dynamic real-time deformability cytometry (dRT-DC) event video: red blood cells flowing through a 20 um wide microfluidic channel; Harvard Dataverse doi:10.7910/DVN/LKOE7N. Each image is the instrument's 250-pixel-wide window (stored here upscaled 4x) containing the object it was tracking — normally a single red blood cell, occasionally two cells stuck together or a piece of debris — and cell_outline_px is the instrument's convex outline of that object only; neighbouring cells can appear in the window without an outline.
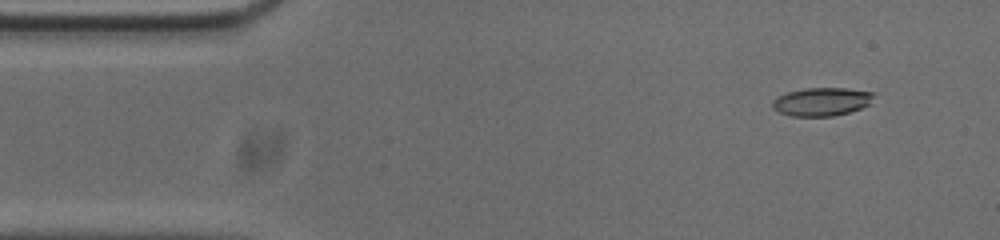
{"species": "common noctule bat (a hibernating species)", "species_latin": "Nyctalus noctula", "temperature_condition": "cold", "stored_images_in_passage": 53, "camera_frame_rate_fps": 3000, "um_per_image_px": 0.085, "animal": {"sex": "male", "body_mass_g": 20.0, "forearm_length_mm": 53.3}, "frame": {"image": 1, "passage_image": 4, "time_ms": 1.0, "image_size_px": [1000, 240], "cell_outline_px": [[876, 92], [868, 104], [860, 108], [848, 112], [832, 116], [792, 116], [780, 112], [772, 108], [772, 100], [776, 96], [788, 92], [804, 88], [844, 88]], "centroid_in_image_um": [69.81, 8.63], "position_along_channel_um": 15.2, "area_um2": 16.65}}
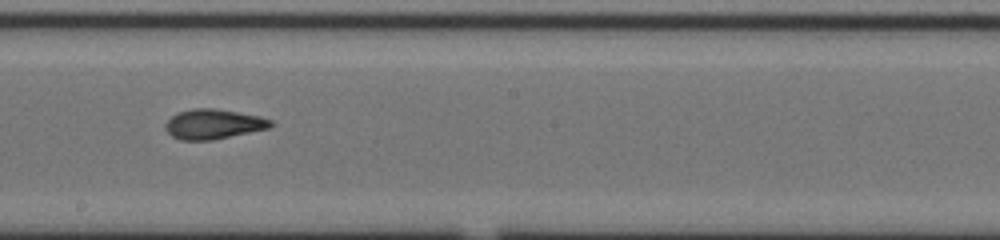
{"frame": {"image": 2, "passage_image": 28, "time_ms": 9.0, "image_size_px": [1000, 240], "cell_outline_px": [[276, 124], [268, 128], [212, 140], [180, 140], [172, 136], [164, 128], [164, 124], [176, 112], [192, 108], [212, 108], [260, 116], [272, 120]], "centroid_in_image_um": [18.12, 10.54], "position_along_channel_um": 230.1, "area_um2": 18.32}}
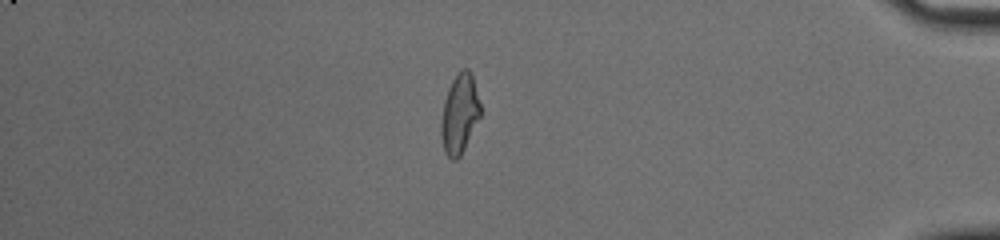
{"frame": {"image": 3, "passage_image": 45, "time_ms": 14.667, "image_size_px": [1000, 240], "cell_outline_px": [[480, 116], [460, 156], [456, 160], [452, 160], [444, 152], [440, 136], [440, 124], [444, 100], [448, 88], [452, 80], [460, 68], [468, 68], [472, 72], [480, 104]], "centroid_in_image_um": [39.04, 9.64], "position_along_channel_um": 396.2, "area_um2": 18.32}, "authors_computed_cell_mechanics": {"area_um2": 18.0336, "velocity_mm_per_s": 3.7147, "shape_relaxation_time_tau1_ms": 5.6036, "shape_relaxation_time_tau2_ms": 2.0931, "deformation_change_tau1": 0.1902, "deformation_change_tau2": 0.0849}}